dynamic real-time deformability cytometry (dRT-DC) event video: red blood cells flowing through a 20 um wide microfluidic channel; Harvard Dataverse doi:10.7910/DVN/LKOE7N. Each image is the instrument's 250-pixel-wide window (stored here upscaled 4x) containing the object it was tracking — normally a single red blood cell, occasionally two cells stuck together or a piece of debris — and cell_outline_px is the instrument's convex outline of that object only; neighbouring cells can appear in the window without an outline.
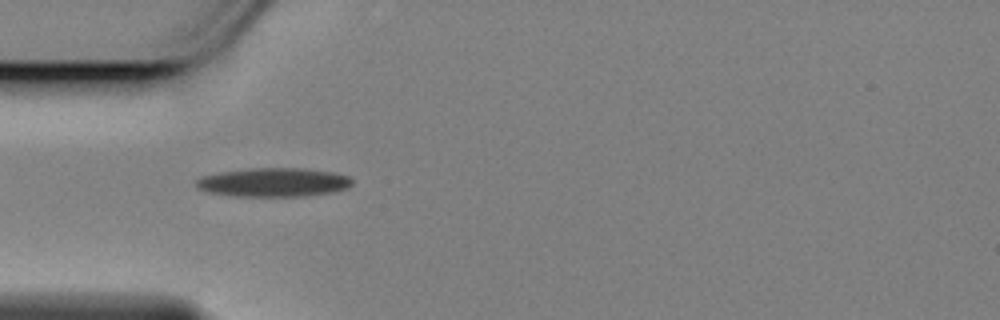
{"species": "Egyptian fruit bat (a non-hibernating species)", "species_latin": "Rousettus aegyptiacus", "temperature_condition": "cold", "stored_images_in_passage": 19, "camera_frame_rate_fps": 3000, "um_per_image_px": 0.085, "animal": {"sex": "female"}, "frame": {"image": 1, "passage_image": 1, "time_ms": 0.0, "image_size_px": [1000, 320], "cell_outline_px": [[352, 184], [348, 188], [332, 192], [304, 196], [232, 196], [208, 192], [196, 188], [196, 180], [200, 176], [220, 172], [248, 168], [304, 168], [336, 172], [348, 176], [352, 180]], "centroid_in_image_um": [23.24, 15.49], "position_along_channel_um": 61.8, "area_um2": 26.47}}
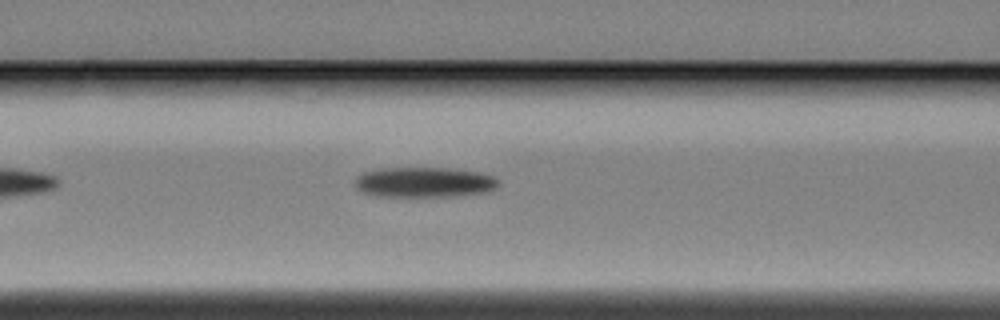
{"frame": {"image": 2, "passage_image": 7, "time_ms": 2.0, "image_size_px": [1000, 320], "cell_outline_px": [[500, 184], [496, 188], [488, 192], [452, 196], [380, 196], [364, 192], [356, 188], [356, 176], [364, 172], [380, 168], [448, 168], [480, 172], [496, 176]], "centroid_in_image_um": [36.12, 15.48], "position_along_channel_um": 130.5, "area_um2": 25.32}}
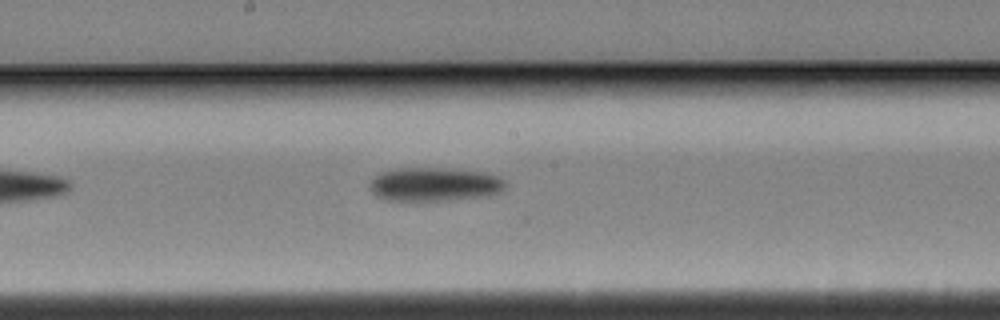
{"frame": {"image": 3, "passage_image": 14, "time_ms": 4.333, "image_size_px": [1000, 320], "cell_outline_px": [[504, 188], [500, 192], [488, 196], [448, 200], [384, 200], [376, 196], [372, 192], [372, 180], [380, 172], [396, 168], [448, 168], [484, 172], [496, 176], [504, 180]], "centroid_in_image_um": [36.94, 15.66], "position_along_channel_um": 211.3, "area_um2": 26.53}}